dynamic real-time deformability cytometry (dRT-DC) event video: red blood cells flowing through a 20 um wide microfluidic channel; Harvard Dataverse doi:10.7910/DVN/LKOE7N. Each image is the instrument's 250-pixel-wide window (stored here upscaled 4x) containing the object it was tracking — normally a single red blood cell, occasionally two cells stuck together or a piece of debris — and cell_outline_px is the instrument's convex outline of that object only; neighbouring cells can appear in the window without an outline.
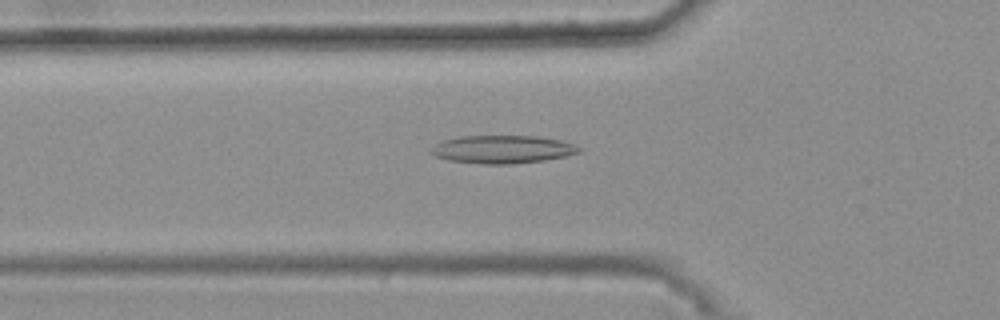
{"species": "common noctule bat (a hibernating species)", "species_latin": "Nyctalus noctula", "temperature_condition": "warm", "stored_images_in_passage": 45, "camera_frame_rate_fps": 3000, "um_per_image_px": 0.085, "animal": {"sex": "female", "body_mass_g": 25.1}, "frame": {"image": 1, "passage_image": 15, "time_ms": 4.667, "image_size_px": [1000, 320], "cell_outline_px": [[584, 148], [580, 152], [564, 156], [544, 160], [512, 164], [484, 164], [448, 160], [436, 156], [428, 152], [428, 148], [432, 144], [444, 140], [460, 136], [536, 136], [560, 140]], "centroid_in_image_um": [42.65, 12.69], "position_along_channel_um": 83.1, "area_um2": 24.28}}
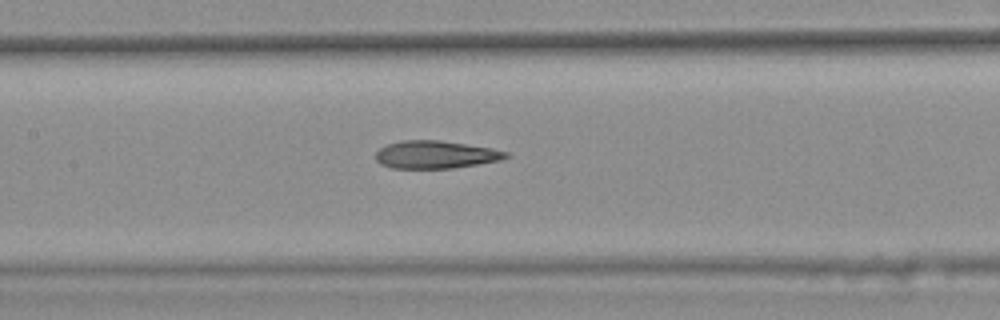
{"frame": {"image": 2, "passage_image": 22, "time_ms": 7.0, "image_size_px": [1000, 320], "cell_outline_px": [[508, 156], [500, 160], [452, 168], [392, 168], [380, 164], [376, 160], [376, 152], [380, 148], [388, 144], [400, 140], [440, 140], [492, 148], [508, 152]], "centroid_in_image_um": [36.99, 13.13], "position_along_channel_um": 170.4, "area_um2": 20.92}}
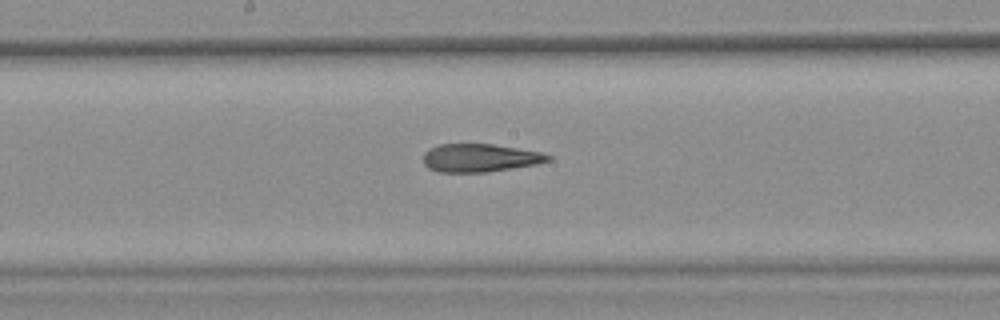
{"frame": {"image": 3, "passage_image": 25, "time_ms": 8.0, "image_size_px": [1000, 320], "cell_outline_px": [[552, 160], [536, 164], [512, 168], [484, 172], [436, 172], [428, 168], [424, 164], [424, 152], [428, 148], [440, 144], [492, 144], [540, 152], [552, 156]], "centroid_in_image_um": [40.76, 13.42], "position_along_channel_um": 207.4, "area_um2": 20.4}, "authors_computed_cell_mechanics": {"area_um2": 21.7906, "velocity_mm_per_s": 3.7151, "shape_relaxation_time_tau1_ms": null, "shape_relaxation_time_tau2_ms": 3.3918, "deformation_change_tau1": null, "deformation_change_tau2": 0.1439}}